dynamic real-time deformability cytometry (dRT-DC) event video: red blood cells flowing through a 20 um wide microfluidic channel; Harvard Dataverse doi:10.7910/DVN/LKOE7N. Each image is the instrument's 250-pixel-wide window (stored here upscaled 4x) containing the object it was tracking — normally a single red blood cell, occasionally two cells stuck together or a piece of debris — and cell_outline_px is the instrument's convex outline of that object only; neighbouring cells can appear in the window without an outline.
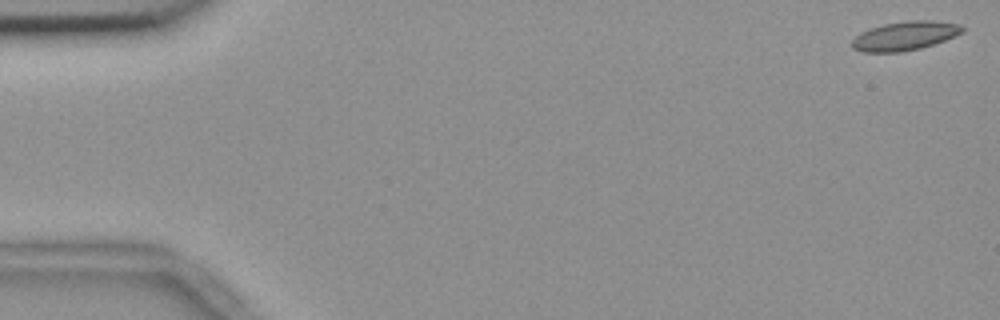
{"species": "common noctule bat (a hibernating species)", "species_latin": "Nyctalus noctula", "temperature_condition": "room temperature", "stored_images_in_passage": 55, "camera_frame_rate_fps": 3000, "um_per_image_px": 0.085, "animal": {"sex": "female", "body_mass_g": 18.4}, "frame": {"image": 1, "passage_image": 1, "time_ms": 0.0, "image_size_px": [1000, 320], "cell_outline_px": [[964, 32], [956, 36], [920, 48], [900, 52], [864, 52], [852, 48], [852, 40], [860, 32], [884, 24], [908, 20], [932, 20], [960, 24], [964, 28]], "centroid_in_image_um": [76.93, 3.04], "position_along_channel_um": 8.1, "area_um2": 18.55}}
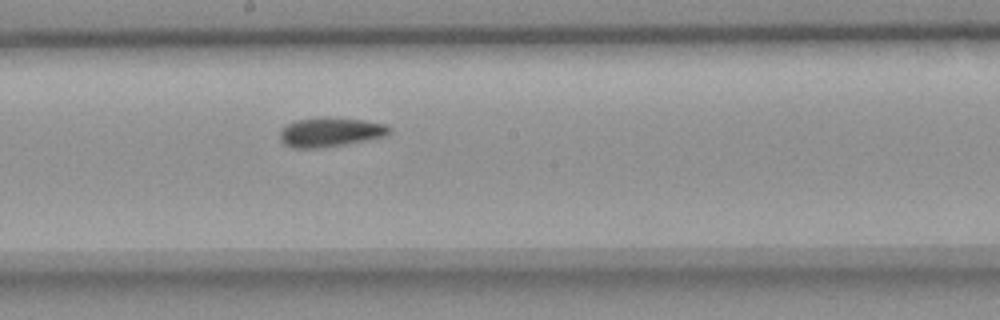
{"frame": {"image": 2, "passage_image": 30, "time_ms": 9.667, "image_size_px": [1000, 320], "cell_outline_px": [[392, 128], [384, 136], [344, 144], [316, 148], [296, 148], [284, 144], [280, 140], [280, 132], [288, 124], [296, 120], [316, 116], [332, 116], [364, 120], [388, 124]], "centroid_in_image_um": [28.07, 11.19], "position_along_channel_um": 220.1, "area_um2": 18.79}}
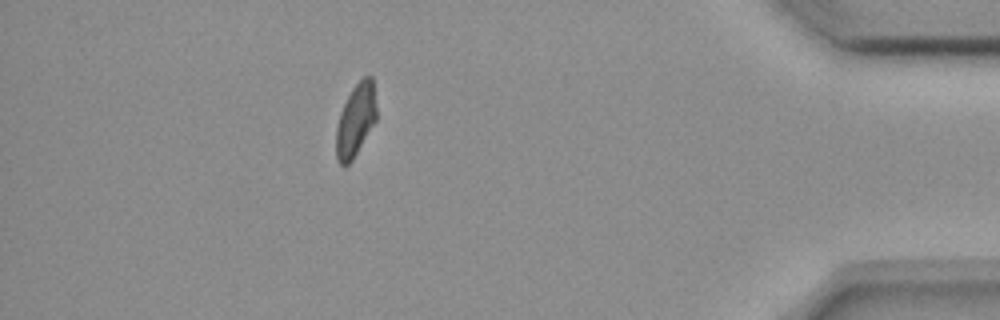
{"frame": {"image": 3, "passage_image": 49, "time_ms": 16.0, "image_size_px": [1000, 320], "cell_outline_px": [[376, 120], [352, 160], [344, 168], [336, 160], [336, 128], [340, 112], [352, 88], [364, 76], [372, 76], [376, 104]], "centroid_in_image_um": [30.22, 10.23], "position_along_channel_um": 405.0, "area_um2": 16.99}, "authors_computed_cell_mechanics": {"area_um2": 18.207, "velocity_mm_per_s": 3.6658, "shape_relaxation_time_tau1_ms": 10.4281, "shape_relaxation_time_tau2_ms": 3.8148, "deformation_change_tau1": 0.1721, "deformation_change_tau2": 0.1065}}